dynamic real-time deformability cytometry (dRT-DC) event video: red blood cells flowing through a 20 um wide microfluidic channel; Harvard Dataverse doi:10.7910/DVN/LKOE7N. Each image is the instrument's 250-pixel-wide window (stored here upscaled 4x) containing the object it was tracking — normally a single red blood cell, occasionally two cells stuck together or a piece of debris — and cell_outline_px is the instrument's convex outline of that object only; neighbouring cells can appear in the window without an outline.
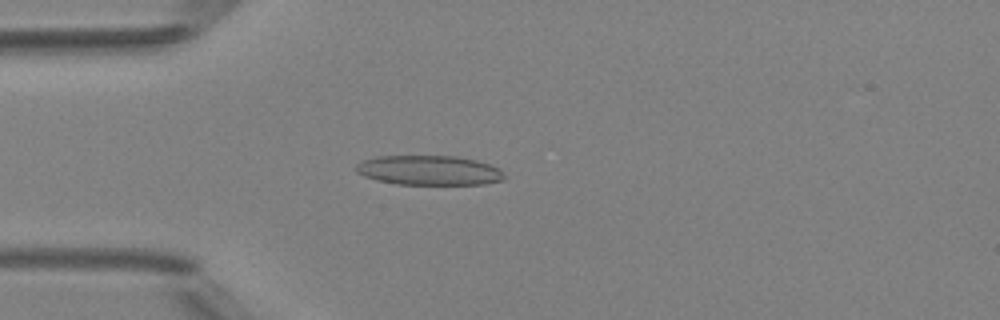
{"species": "Egyptian fruit bat (a non-hibernating species)", "species_latin": "Rousettus aegyptiacus", "temperature_condition": "room temperature", "stored_images_in_passage": 48, "camera_frame_rate_fps": 3000, "um_per_image_px": 0.085, "animal": {"sex": "female"}, "frame": {"image": 1, "passage_image": 13, "time_ms": 4.0, "image_size_px": [1000, 320], "cell_outline_px": [[504, 180], [484, 184], [396, 184], [376, 180], [364, 176], [356, 172], [356, 164], [364, 160], [376, 156], [456, 156], [476, 160], [500, 168], [504, 176]], "centroid_in_image_um": [36.46, 14.48], "position_along_channel_um": 48.5, "area_um2": 25.61}}
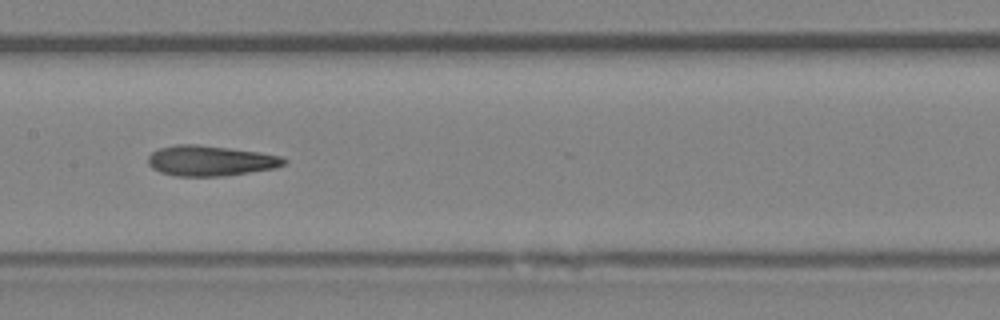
{"frame": {"image": 2, "passage_image": 24, "time_ms": 7.667, "image_size_px": [1000, 320], "cell_outline_px": [[288, 160], [284, 164], [276, 168], [224, 176], [176, 176], [160, 172], [152, 168], [148, 164], [148, 156], [152, 152], [160, 148], [176, 144], [196, 144], [260, 152], [280, 156]], "centroid_in_image_um": [17.87, 13.66], "position_along_channel_um": 189.5, "area_um2": 24.04}}
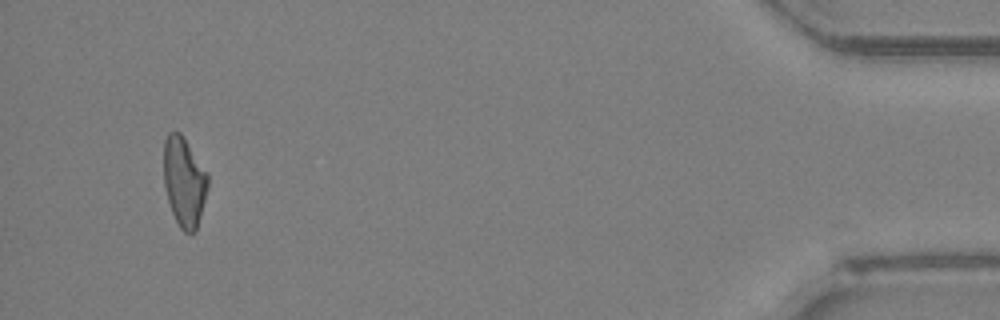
{"frame": {"image": 3, "passage_image": 46, "time_ms": 15.0, "image_size_px": [1000, 320], "cell_outline_px": [[208, 188], [200, 216], [196, 228], [192, 232], [184, 232], [180, 228], [172, 212], [168, 200], [164, 184], [164, 140], [168, 132], [180, 132], [208, 172]], "centroid_in_image_um": [15.65, 15.41], "position_along_channel_um": 419.5, "area_um2": 22.89}, "authors_computed_cell_mechanics": {"area_um2": 24.4494, "velocity_mm_per_s": 4.2065, "shape_relaxation_time_tau1_ms": null, "shape_relaxation_time_tau2_ms": 3.0958, "deformation_change_tau1": null, "deformation_change_tau2": 0.1275}}